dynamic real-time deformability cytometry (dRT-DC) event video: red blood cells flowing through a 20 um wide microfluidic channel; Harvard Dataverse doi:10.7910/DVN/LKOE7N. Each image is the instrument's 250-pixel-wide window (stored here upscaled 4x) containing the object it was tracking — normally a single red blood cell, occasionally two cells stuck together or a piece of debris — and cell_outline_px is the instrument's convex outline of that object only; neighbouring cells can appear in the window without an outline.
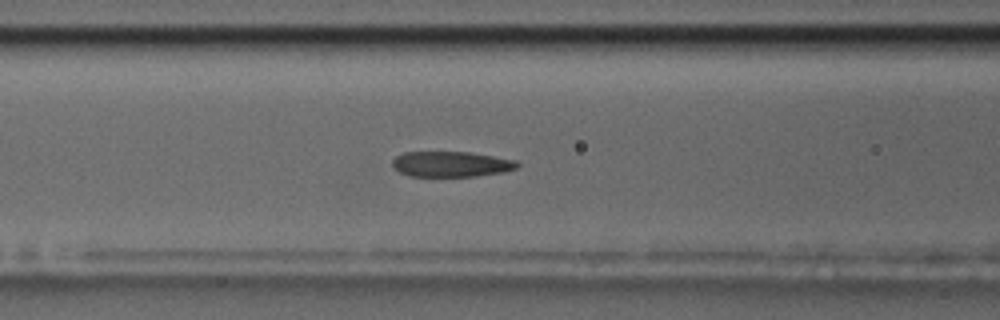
{"species": "common noctule bat (a hibernating species)", "species_latin": "Nyctalus noctula", "temperature_condition": "room temperature", "stored_images_in_passage": 44, "camera_frame_rate_fps": 3000, "um_per_image_px": 0.085, "animal": {"sex": "male", "body_mass_g": 17.5, "forearm_length_mm": 52.3}, "frame": {"image": 1, "passage_image": 10, "time_ms": 3.0, "image_size_px": [1000, 320], "cell_outline_px": [[520, 164], [516, 168], [504, 172], [476, 176], [408, 176], [400, 172], [392, 164], [392, 160], [396, 156], [404, 152], [468, 152], [516, 160]], "centroid_in_image_um": [38.35, 13.95], "position_along_channel_um": 128.3, "area_um2": 18.44}}
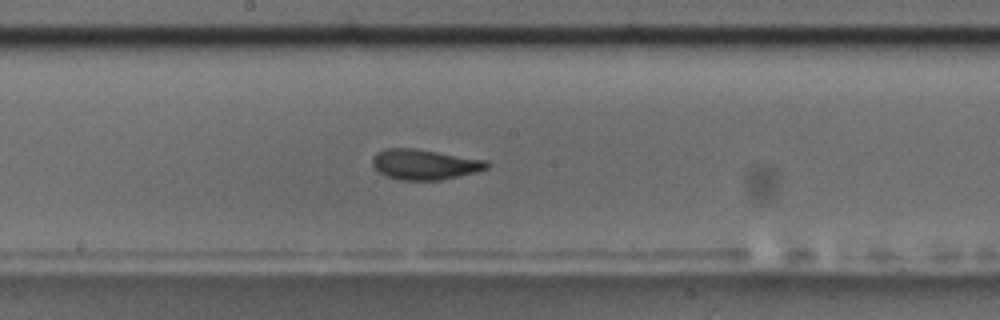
{"frame": {"image": 2, "passage_image": 17, "time_ms": 5.333, "image_size_px": [1000, 320], "cell_outline_px": [[492, 164], [488, 168], [476, 172], [440, 180], [400, 180], [388, 176], [380, 172], [372, 164], [372, 156], [376, 152], [388, 148], [416, 148], [488, 160]], "centroid_in_image_um": [36.13, 13.96], "position_along_channel_um": 212.1, "area_um2": 20.35}}
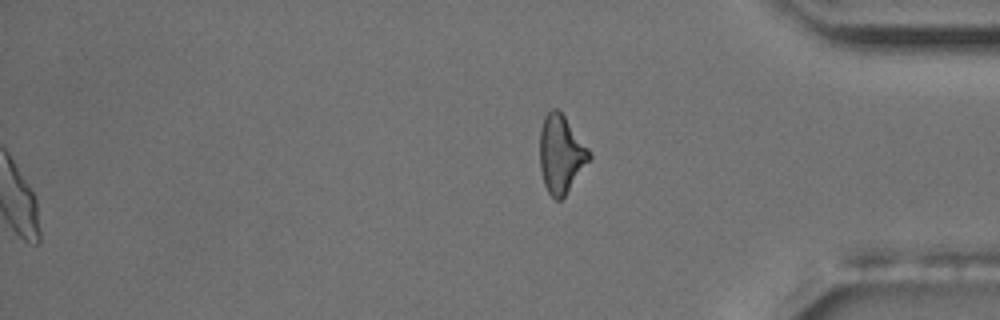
{"frame": {"image": 3, "passage_image": 44, "time_ms": 14.333, "image_size_px": [1000, 320], "cell_outline_px": [[592, 160], [564, 196], [560, 200], [556, 200], [548, 192], [544, 184], [540, 168], [540, 128], [544, 116], [552, 108], [556, 108], [564, 116], [592, 152]], "centroid_in_image_um": [47.71, 13.1], "position_along_channel_um": 387.5, "area_um2": 22.66}, "authors_computed_cell_mechanics": {"area_um2": 19.9121, "velocity_mm_per_s": 3.6126, "shape_relaxation_time_tau1_ms": 4.0334, "shape_relaxation_time_tau2_ms": 0.7101, "deformation_change_tau1": 0.1496, "deformation_change_tau2": 0.0539}}